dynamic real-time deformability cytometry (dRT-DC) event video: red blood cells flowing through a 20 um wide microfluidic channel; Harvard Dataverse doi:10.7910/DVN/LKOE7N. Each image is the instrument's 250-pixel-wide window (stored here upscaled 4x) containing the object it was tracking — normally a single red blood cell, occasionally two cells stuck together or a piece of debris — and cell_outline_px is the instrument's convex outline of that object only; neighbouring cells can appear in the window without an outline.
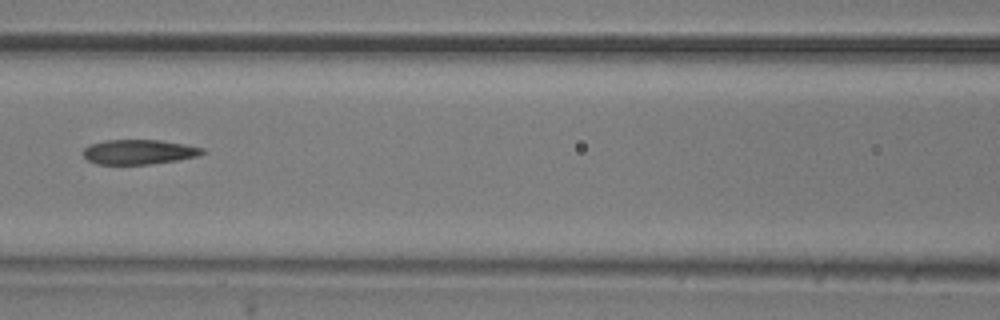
{"species": "common noctule bat (a hibernating species)", "species_latin": "Nyctalus noctula", "temperature_condition": "room temperature", "stored_images_in_passage": 7, "camera_frame_rate_fps": 3000, "um_per_image_px": 0.085, "animal": {"sex": "male", "body_mass_g": 20.5, "forearm_length_mm": 52.5}, "frame": {"image": 1, "passage_image": 5, "time_ms": 1.333, "image_size_px": [1000, 320], "cell_outline_px": [[208, 152], [200, 156], [180, 160], [148, 164], [96, 164], [88, 160], [84, 156], [84, 148], [88, 144], [104, 140], [160, 140], [184, 144], [204, 148]], "centroid_in_image_um": [11.85, 12.91], "position_along_channel_um": 154.7, "area_um2": 17.4}}
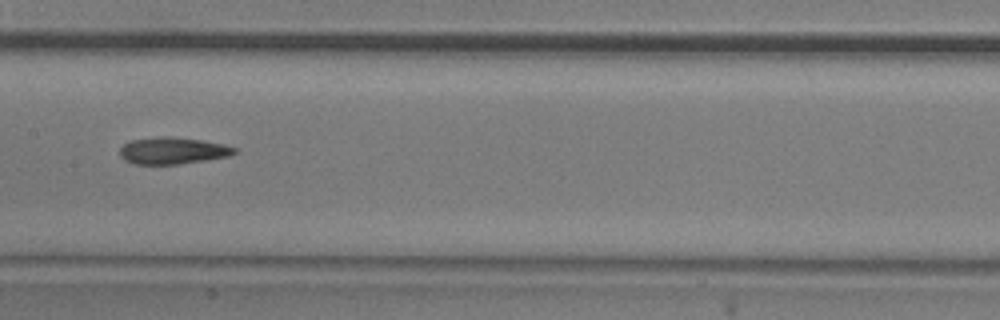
{"frame": {"image": 2, "passage_image": 6, "time_ms": 1.667, "image_size_px": [1000, 320], "cell_outline_px": [[240, 152], [228, 156], [180, 164], [132, 164], [124, 160], [120, 156], [120, 148], [124, 144], [132, 140], [160, 136], [168, 136], [204, 140], [224, 144], [236, 148]], "centroid_in_image_um": [14.69, 12.8], "position_along_channel_um": 192.7, "area_um2": 18.03}}
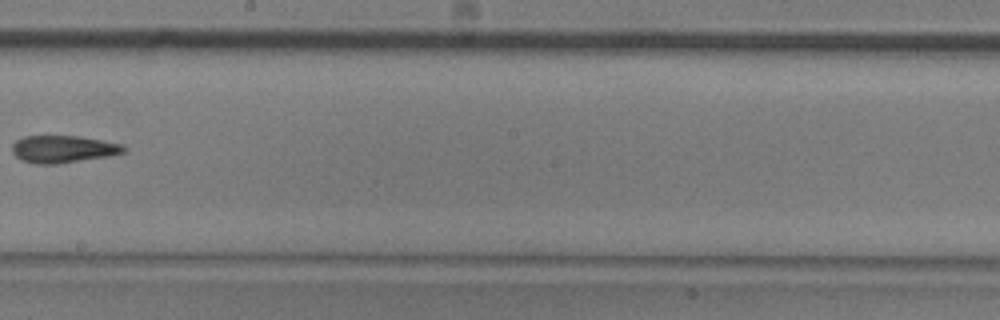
{"frame": {"image": 3, "passage_image": 7, "time_ms": 2.0, "image_size_px": [1000, 320], "cell_outline_px": [[128, 148], [124, 152], [108, 156], [60, 164], [36, 164], [20, 160], [12, 152], [12, 144], [16, 140], [24, 136], [80, 136], [124, 144]], "centroid_in_image_um": [5.37, 12.67], "position_along_channel_um": 242.8, "area_um2": 17.98}}